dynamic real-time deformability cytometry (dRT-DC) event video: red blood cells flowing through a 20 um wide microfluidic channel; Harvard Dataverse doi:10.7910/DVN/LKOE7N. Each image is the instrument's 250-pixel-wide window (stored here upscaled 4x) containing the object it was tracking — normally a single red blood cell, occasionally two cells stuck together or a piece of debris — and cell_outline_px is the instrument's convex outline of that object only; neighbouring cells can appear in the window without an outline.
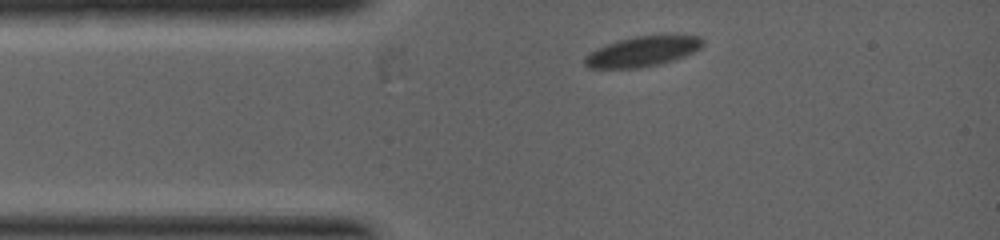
{"species": "common noctule bat (a hibernating species)", "species_latin": "Nyctalus noctula", "temperature_condition": "warm", "stored_images_in_passage": 13, "camera_frame_rate_fps": 5000, "um_per_image_px": 0.085, "animal": {"sex": "female", "body_mass_g": 19.0, "forearm_length_mm": 53.3}, "frame": {"image": 1, "passage_image": 1, "time_ms": 0.0, "image_size_px": [1000, 240], "cell_outline_px": [[704, 44], [700, 48], [684, 56], [660, 64], [640, 68], [588, 68], [584, 64], [584, 56], [588, 52], [604, 44], [636, 36], [668, 32], [676, 32], [700, 36], [704, 40]], "centroid_in_image_um": [54.66, 4.32], "position_along_channel_um": 30.3, "area_um2": 21.68}}
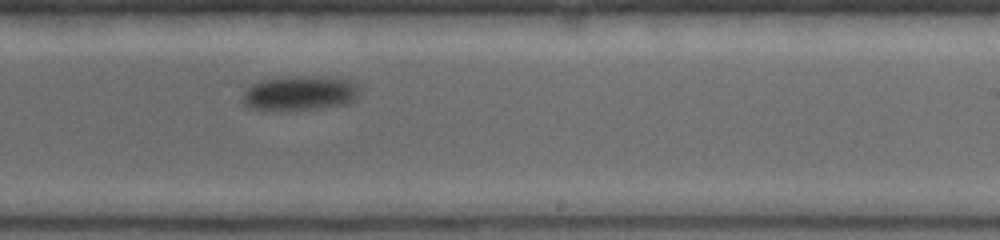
{"frame": {"image": 2, "passage_image": 8, "time_ms": 3.8, "image_size_px": [1000, 240], "cell_outline_px": [[356, 100], [348, 104], [316, 108], [280, 112], [264, 112], [248, 108], [240, 100], [240, 96], [252, 84], [264, 80], [292, 76], [300, 76], [348, 80], [356, 84]], "centroid_in_image_um": [25.35, 7.98], "position_along_channel_um": 263.7, "area_um2": 23.81}}
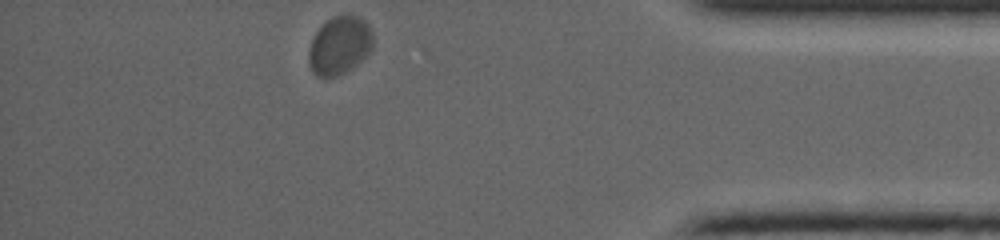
{"frame": {"image": 3, "passage_image": 13, "time_ms": 6.4, "image_size_px": [1000, 240], "cell_outline_px": [[372, 48], [352, 68], [336, 76], [316, 76], [312, 72], [308, 64], [308, 48], [316, 32], [332, 16], [360, 16], [368, 24], [372, 32]], "centroid_in_image_um": [28.84, 3.87], "position_along_channel_um": 406.4, "area_um2": 21.5}}